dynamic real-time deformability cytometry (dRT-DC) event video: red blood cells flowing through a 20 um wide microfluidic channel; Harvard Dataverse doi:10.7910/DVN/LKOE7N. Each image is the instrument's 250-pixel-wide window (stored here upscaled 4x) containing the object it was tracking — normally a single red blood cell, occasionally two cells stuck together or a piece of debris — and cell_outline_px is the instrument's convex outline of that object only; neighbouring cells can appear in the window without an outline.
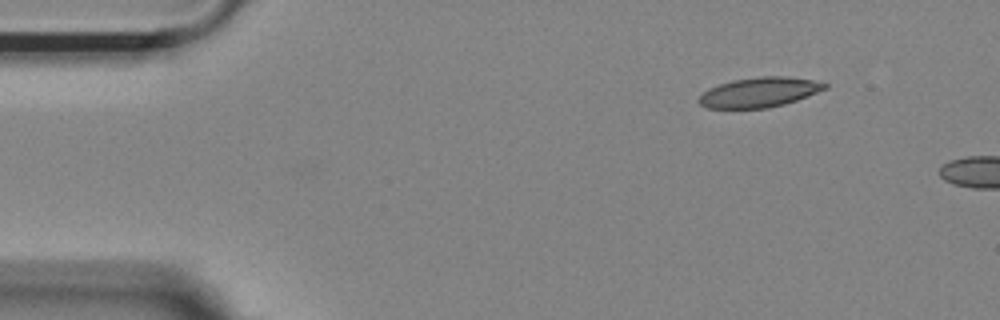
{"species": "Egyptian fruit bat (a non-hibernating species)", "species_latin": "Rousettus aegyptiacus", "temperature_condition": "room temperature", "stored_images_in_passage": 4, "camera_frame_rate_fps": 3000, "um_per_image_px": 0.085, "animal": {"sex": "female"}, "frame": {"image": 1, "passage_image": 1, "time_ms": 0.0, "image_size_px": [1000, 320], "cell_outline_px": [[828, 88], [796, 100], [784, 104], [768, 108], [708, 108], [700, 104], [696, 100], [708, 88], [732, 80], [760, 76], [788, 76], [812, 80], [828, 84]], "centroid_in_image_um": [64.53, 7.84], "position_along_channel_um": 20.5, "area_um2": 21.85}}